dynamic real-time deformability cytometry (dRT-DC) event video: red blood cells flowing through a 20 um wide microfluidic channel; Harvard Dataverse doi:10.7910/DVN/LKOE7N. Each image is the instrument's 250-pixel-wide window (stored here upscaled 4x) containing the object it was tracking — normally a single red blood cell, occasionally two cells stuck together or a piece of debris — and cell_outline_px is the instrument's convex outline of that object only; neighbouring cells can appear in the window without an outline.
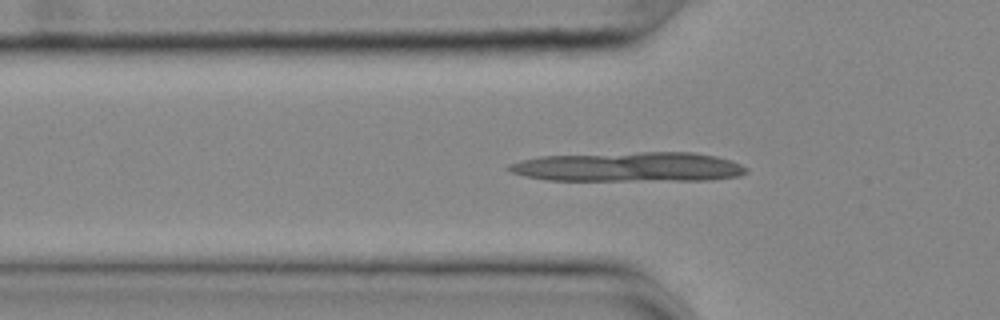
{"species": "common noctule bat (a hibernating species)", "species_latin": "Nyctalus noctula", "temperature_condition": "cold", "stored_images_in_passage": 36, "camera_frame_rate_fps": 3000, "um_per_image_px": 0.085, "animal": {"sex": "female", "body_mass_g": 25.1}, "frame": {"image": 1, "passage_image": 2, "time_ms": 0.333, "image_size_px": [1000, 320], "cell_outline_px": [[748, 172], [740, 176], [712, 180], [544, 180], [524, 176], [512, 172], [504, 168], [508, 164], [520, 160], [540, 156], [640, 152], [692, 152], [716, 156], [732, 160], [748, 168]], "centroid_in_image_um": [53.46, 14.19], "position_along_channel_um": 72.3, "area_um2": 41.21}}
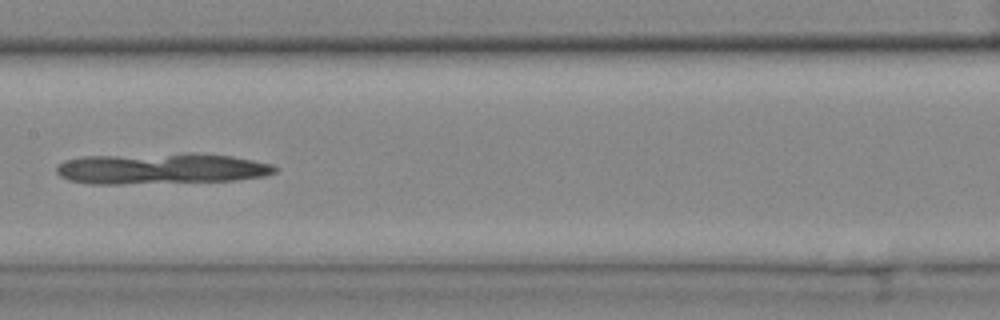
{"frame": {"image": 2, "passage_image": 12, "time_ms": 3.667, "image_size_px": [1000, 320], "cell_outline_px": [[280, 168], [276, 172], [264, 176], [236, 180], [120, 184], [92, 184], [68, 180], [60, 176], [56, 172], [56, 164], [64, 160], [84, 156], [184, 152], [196, 152], [232, 156], [272, 164]], "centroid_in_image_um": [13.68, 14.31], "position_along_channel_um": 193.7, "area_um2": 40.11}}
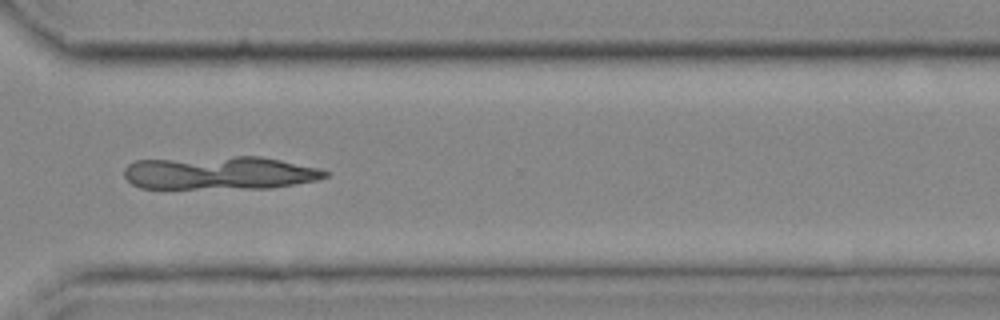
{"frame": {"image": 3, "passage_image": 25, "time_ms": 8.0, "image_size_px": [1000, 320], "cell_outline_px": [[328, 176], [320, 180], [268, 188], [140, 188], [132, 184], [124, 176], [124, 168], [128, 164], [136, 160], [232, 156], [260, 156], [320, 168], [328, 172]], "centroid_in_image_um": [18.68, 14.69], "position_along_channel_um": 351.9, "area_um2": 39.07}}